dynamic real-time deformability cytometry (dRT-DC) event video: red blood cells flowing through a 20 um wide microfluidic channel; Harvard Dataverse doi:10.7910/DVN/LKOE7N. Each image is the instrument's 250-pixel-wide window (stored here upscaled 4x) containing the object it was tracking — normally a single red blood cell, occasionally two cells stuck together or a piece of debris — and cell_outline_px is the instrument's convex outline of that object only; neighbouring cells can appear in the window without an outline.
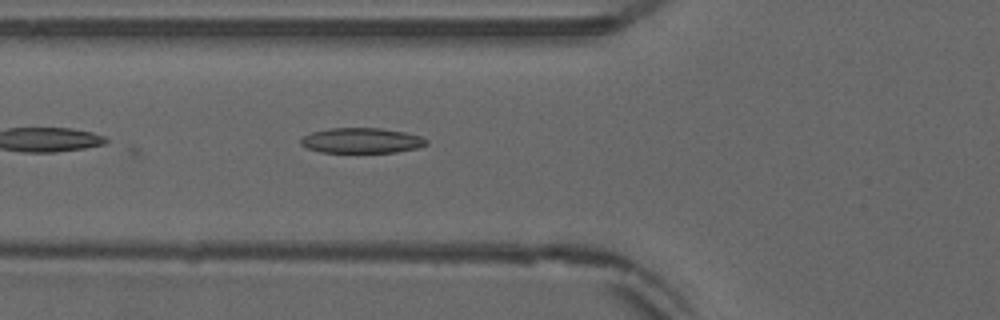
{"species": "common noctule bat (a hibernating species)", "species_latin": "Nyctalus noctula", "temperature_condition": "warm", "stored_images_in_passage": 31, "camera_frame_rate_fps": 3000, "um_per_image_px": 0.085, "animal": {"sex": "male", "forearm_length_mm": 52.5}, "frame": {"image": 1, "passage_image": 5, "time_ms": 1.333, "image_size_px": [1000, 320], "cell_outline_px": [[428, 144], [416, 148], [396, 152], [320, 152], [308, 148], [300, 144], [300, 140], [304, 136], [312, 132], [328, 128], [380, 128], [404, 132], [420, 136], [428, 140]], "centroid_in_image_um": [30.73, 11.94], "position_along_channel_um": 95.1, "area_um2": 18.38}}
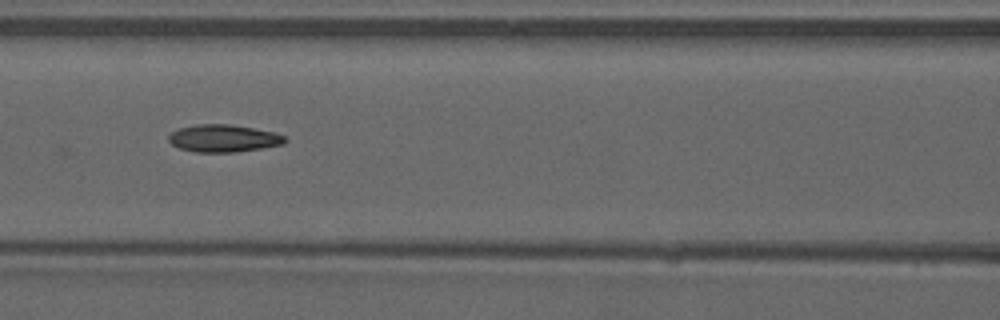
{"frame": {"image": 2, "passage_image": 9, "time_ms": 2.667, "image_size_px": [1000, 320], "cell_outline_px": [[288, 140], [284, 144], [264, 148], [236, 152], [196, 152], [180, 148], [172, 144], [168, 140], [168, 136], [172, 132], [180, 128], [196, 124], [232, 124], [276, 132], [284, 136]], "centroid_in_image_um": [19.04, 11.75], "position_along_channel_um": 147.6, "area_um2": 18.73}, "authors_computed_cell_mechanics": {"area_um2": 18.0914, "velocity_mm_per_s": 3.8895, "shape_relaxation_time_tau1_ms": 9.9371, "shape_relaxation_time_tau2_ms": 3.7938, "deformation_change_tau1": 0.2382, "deformation_change_tau2": 0.1259}}